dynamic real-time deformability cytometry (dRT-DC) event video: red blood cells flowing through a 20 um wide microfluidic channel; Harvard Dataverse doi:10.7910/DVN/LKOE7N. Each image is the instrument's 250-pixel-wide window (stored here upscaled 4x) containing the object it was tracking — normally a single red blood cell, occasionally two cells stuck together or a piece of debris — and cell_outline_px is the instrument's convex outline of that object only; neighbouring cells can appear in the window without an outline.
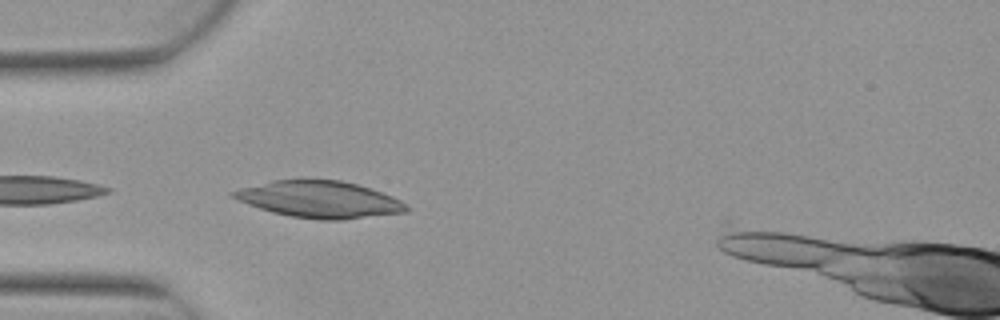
{"species": "Egyptian fruit bat (a non-hibernating species)", "species_latin": "Rousettus aegyptiacus", "temperature_condition": "warm", "stored_images_in_passage": 2, "camera_frame_rate_fps": 3000, "um_per_image_px": 0.085, "animal": {"sex": "female"}, "frame": {"image": 1, "passage_image": 2, "time_ms": 0.333, "image_size_px": [1000, 320], "cell_outline_px": [[408, 212], [344, 220], [320, 220], [292, 216], [272, 212], [248, 204], [232, 196], [228, 192], [240, 188], [272, 180], [340, 180], [356, 184], [392, 196], [408, 204]], "centroid_in_image_um": [27.18, 16.96], "position_along_channel_um": 57.8, "area_um2": 36.82}}